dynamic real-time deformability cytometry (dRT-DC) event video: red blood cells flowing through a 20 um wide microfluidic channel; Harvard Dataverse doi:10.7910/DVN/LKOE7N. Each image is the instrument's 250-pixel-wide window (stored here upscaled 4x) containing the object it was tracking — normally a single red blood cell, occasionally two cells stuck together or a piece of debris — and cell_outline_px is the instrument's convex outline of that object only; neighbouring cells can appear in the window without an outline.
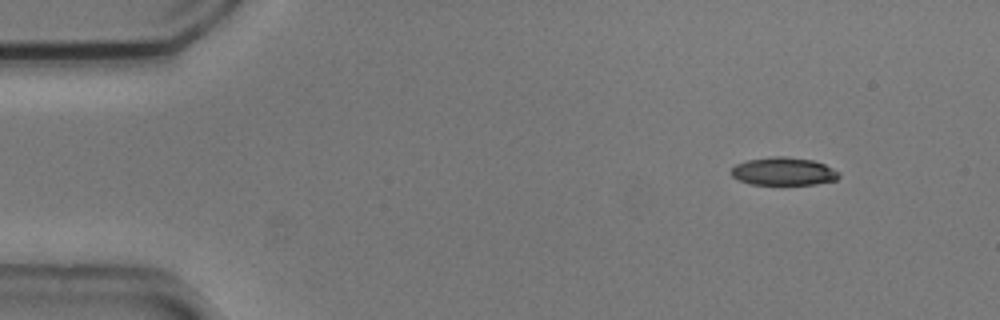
{"species": "common noctule bat (a hibernating species)", "species_latin": "Nyctalus noctula", "temperature_condition": "cold", "stored_images_in_passage": 12, "camera_frame_rate_fps": 3000, "um_per_image_px": 0.085, "animal": {"sex": "male", "body_mass_g": 20.5, "forearm_length_mm": 52.5}, "frame": {"image": 1, "passage_image": 1, "time_ms": 0.0, "image_size_px": [1000, 320], "cell_outline_px": [[840, 176], [836, 180], [816, 184], [752, 184], [740, 180], [732, 176], [732, 168], [736, 164], [748, 160], [772, 156], [784, 156], [812, 160], [824, 164], [840, 172]], "centroid_in_image_um": [66.63, 14.56], "position_along_channel_um": 18.4, "area_um2": 17.4}}
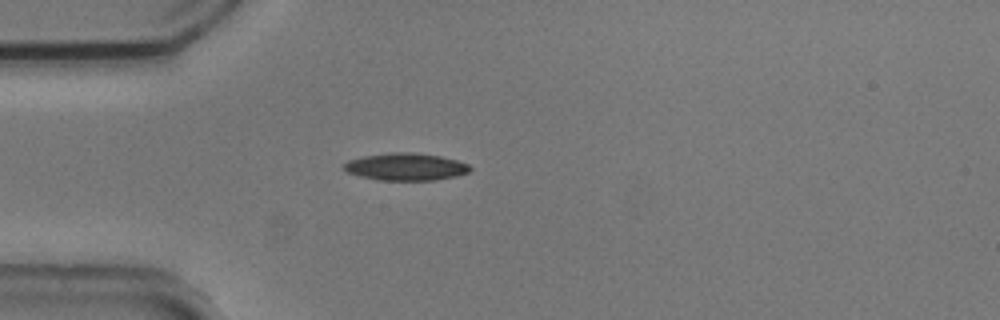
{"frame": {"image": 2, "passage_image": 10, "time_ms": 3.0, "image_size_px": [1000, 320], "cell_outline_px": [[472, 168], [468, 172], [456, 176], [436, 180], [376, 180], [360, 176], [348, 172], [344, 168], [344, 164], [348, 160], [364, 156], [392, 152], [408, 152], [440, 156], [456, 160], [468, 164]], "centroid_in_image_um": [34.49, 14.18], "position_along_channel_um": 50.5, "area_um2": 19.94}}